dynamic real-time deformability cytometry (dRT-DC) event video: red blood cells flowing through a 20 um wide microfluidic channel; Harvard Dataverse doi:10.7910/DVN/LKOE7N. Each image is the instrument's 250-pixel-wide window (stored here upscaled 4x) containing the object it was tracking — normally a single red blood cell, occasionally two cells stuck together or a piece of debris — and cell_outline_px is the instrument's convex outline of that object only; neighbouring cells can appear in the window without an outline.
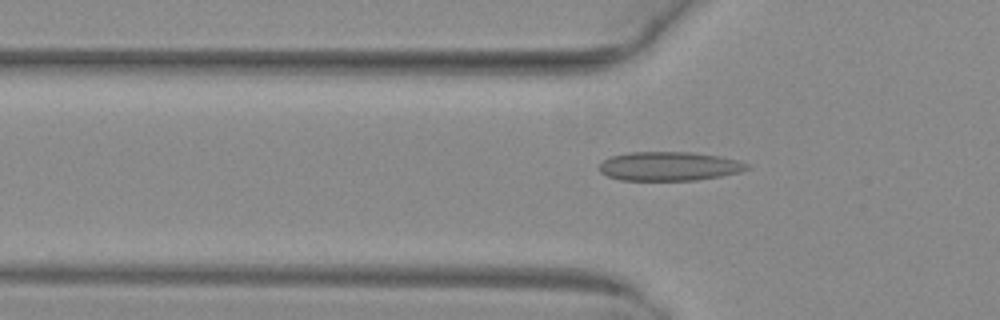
{"species": "common noctule bat (a hibernating species)", "species_latin": "Nyctalus noctula", "temperature_condition": "warm", "stored_images_in_passage": 35, "camera_frame_rate_fps": 3000, "um_per_image_px": 0.085, "animal": {"sex": "female", "body_mass_g": 29.2, "forearm_length_mm": 56.3}, "frame": {"image": 1, "passage_image": 14, "time_ms": 4.333, "image_size_px": [1000, 320], "cell_outline_px": [[748, 168], [740, 172], [720, 176], [696, 180], [620, 180], [608, 176], [600, 172], [600, 164], [604, 160], [612, 156], [628, 152], [692, 152], [720, 156], [736, 160], [748, 164]], "centroid_in_image_um": [56.87, 14.13], "position_along_channel_um": 68.9, "area_um2": 24.8}}
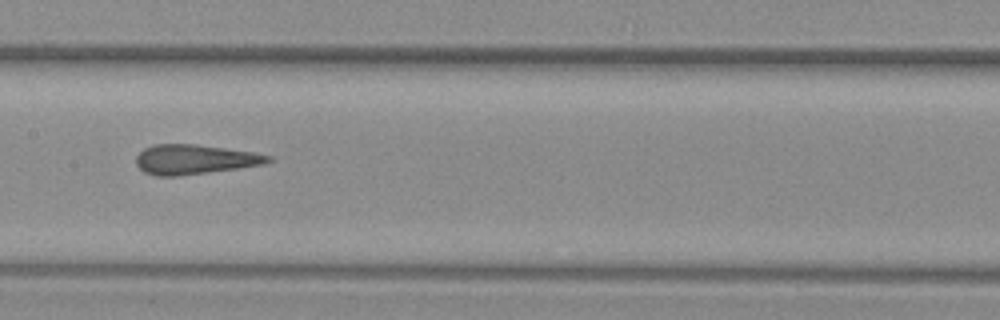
{"frame": {"image": 2, "passage_image": 23, "time_ms": 7.333, "image_size_px": [1000, 320], "cell_outline_px": [[272, 160], [264, 164], [236, 168], [176, 176], [156, 176], [144, 172], [136, 164], [136, 156], [144, 148], [156, 144], [196, 144], [252, 152], [272, 156]], "centroid_in_image_um": [16.51, 13.54], "position_along_channel_um": 190.9, "area_um2": 22.54}}
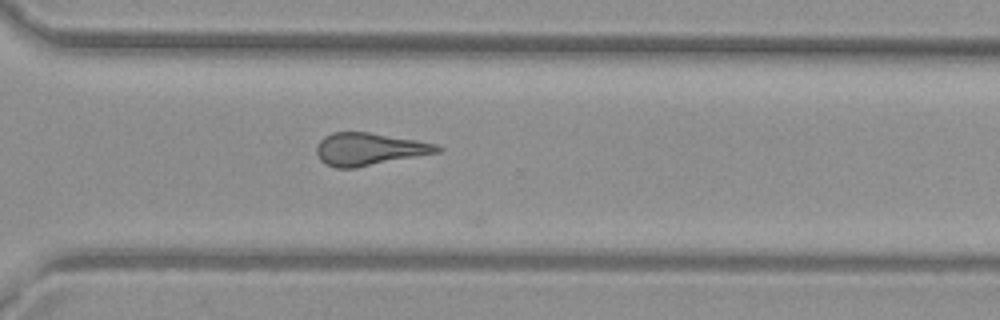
{"frame": {"image": 3, "passage_image": 34, "time_ms": 11.0, "image_size_px": [1000, 320], "cell_outline_px": [[444, 148], [440, 152], [356, 168], [336, 168], [320, 160], [316, 152], [316, 148], [320, 140], [324, 136], [332, 132], [368, 132], [440, 144]], "centroid_in_image_um": [31.41, 12.67], "position_along_channel_um": 339.2, "area_um2": 22.95}}